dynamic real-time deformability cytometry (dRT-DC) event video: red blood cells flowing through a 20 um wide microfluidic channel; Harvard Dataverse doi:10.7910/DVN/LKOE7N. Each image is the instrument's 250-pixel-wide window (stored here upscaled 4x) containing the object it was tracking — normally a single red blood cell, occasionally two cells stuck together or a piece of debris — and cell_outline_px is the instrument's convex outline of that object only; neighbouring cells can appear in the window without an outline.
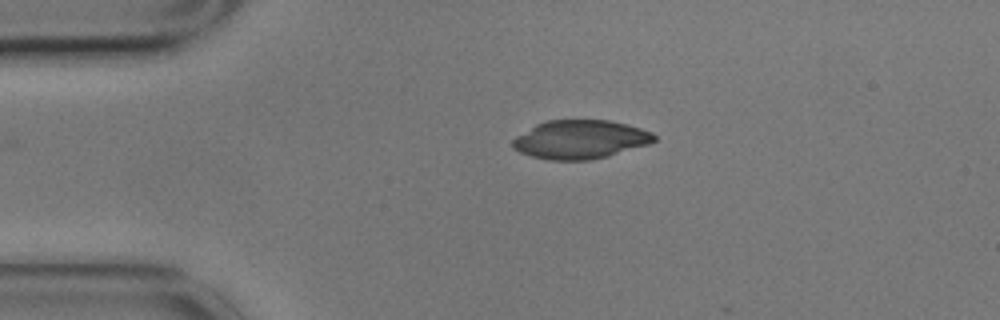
{"species": "common noctule bat (a hibernating species)", "species_latin": "Nyctalus noctula", "temperature_condition": "cold", "stored_images_in_passage": 6, "camera_frame_rate_fps": 3000, "um_per_image_px": 0.085, "animal": {"sex": "male", "body_mass_g": 17.9}, "frame": {"image": 1, "passage_image": 2, "time_ms": 0.333, "image_size_px": [1000, 320], "cell_outline_px": [[656, 140], [648, 144], [608, 156], [588, 160], [548, 160], [532, 156], [520, 152], [512, 148], [512, 140], [516, 136], [536, 124], [544, 120], [608, 120], [628, 124], [652, 132], [656, 136]], "centroid_in_image_um": [49.31, 11.85], "position_along_channel_um": 35.7, "area_um2": 31.91}}